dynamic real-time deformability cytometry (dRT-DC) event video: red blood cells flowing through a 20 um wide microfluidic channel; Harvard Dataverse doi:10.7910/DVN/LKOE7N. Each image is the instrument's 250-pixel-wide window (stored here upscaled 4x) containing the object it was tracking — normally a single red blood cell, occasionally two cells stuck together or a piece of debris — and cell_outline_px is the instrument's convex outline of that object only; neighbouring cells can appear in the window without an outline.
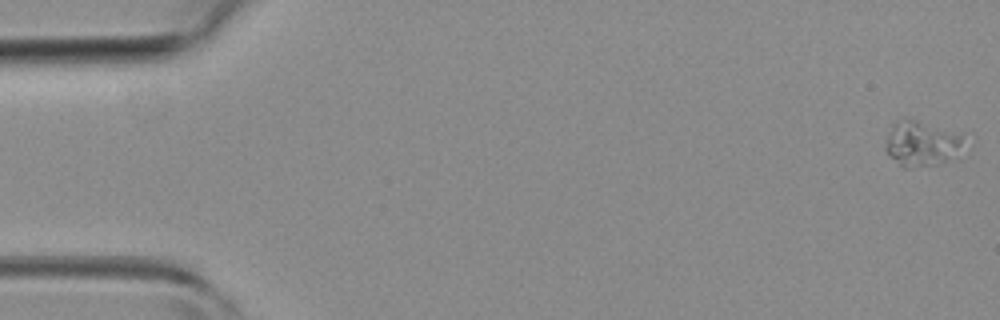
{"species": "common noctule bat (a hibernating species)", "species_latin": "Nyctalus noctula", "temperature_condition": "room temperature", "stored_images_in_passage": 6, "camera_frame_rate_fps": 3000, "um_per_image_px": 0.085, "animal": {"sex": "female", "body_mass_g": 19.3, "forearm_length_mm": 54.1}, "frame": {"image": 1, "passage_image": 1, "time_ms": 0.0, "image_size_px": [1000, 320], "cell_outline_px": [[972, 148], [936, 164], [904, 168], [884, 148], [892, 124], [904, 116], [912, 116], [964, 132], [972, 144]], "centroid_in_image_um": [78.55, 12.1], "position_along_channel_um": 6.5, "area_um2": 22.25}}
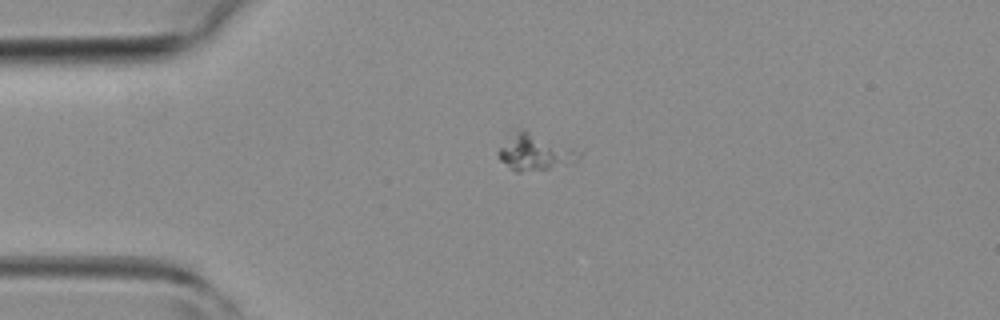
{"frame": {"image": 2, "passage_image": 4, "time_ms": 3.333, "image_size_px": [1000, 320], "cell_outline_px": [[556, 160], [548, 168], [520, 172], [516, 172], [500, 160], [496, 152], [508, 132], [520, 128], [524, 128], [556, 152]], "centroid_in_image_um": [44.64, 12.91], "position_along_channel_um": 40.4, "area_um2": 12.89}}
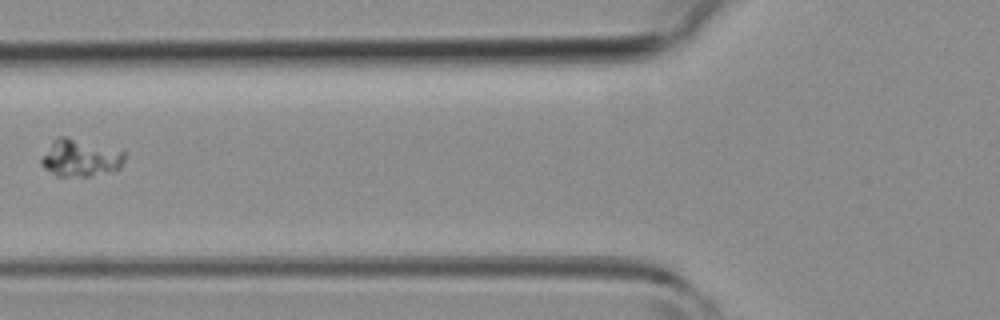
{"frame": {"image": 3, "passage_image": 6, "time_ms": 5.667, "image_size_px": [1000, 320], "cell_outline_px": [[124, 160], [120, 168], [88, 176], [56, 176], [44, 168], [40, 164], [40, 160], [52, 144], [60, 136], [64, 136], [124, 152]], "centroid_in_image_um": [6.8, 13.45], "position_along_channel_um": 119.0, "area_um2": 17.28}}